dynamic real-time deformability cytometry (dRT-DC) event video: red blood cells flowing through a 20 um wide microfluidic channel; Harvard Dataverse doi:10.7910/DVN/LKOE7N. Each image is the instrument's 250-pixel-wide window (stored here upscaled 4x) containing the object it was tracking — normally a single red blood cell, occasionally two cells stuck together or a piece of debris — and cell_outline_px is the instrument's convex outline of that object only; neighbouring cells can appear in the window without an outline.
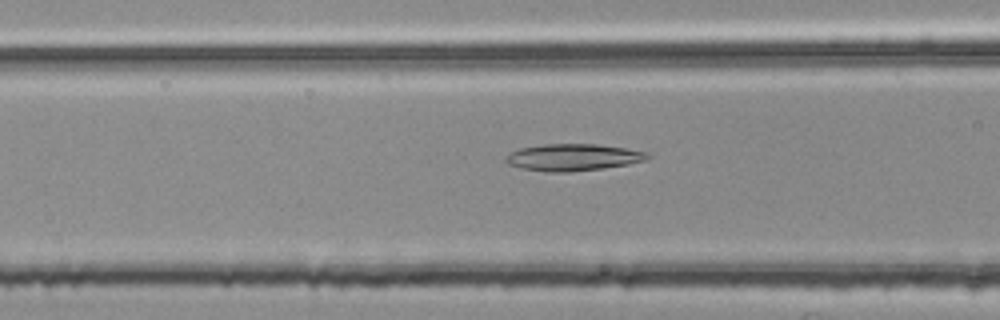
{"species": "common noctule bat (a hibernating species)", "species_latin": "Nyctalus noctula", "temperature_condition": "room temperature", "stored_images_in_passage": 9, "camera_frame_rate_fps": 3000, "um_per_image_px": 0.085, "animal": {"sex": "female", "body_mass_g": 25.1}, "frame": {"image": 1, "passage_image": 7, "time_ms": 2.0, "image_size_px": [1000, 320], "cell_outline_px": [[652, 156], [648, 160], [628, 164], [604, 168], [568, 172], [544, 172], [520, 168], [508, 164], [504, 160], [504, 156], [520, 148], [544, 144], [600, 144], [648, 152]], "centroid_in_image_um": [48.72, 13.37], "position_along_channel_um": 117.9, "area_um2": 22.43}}